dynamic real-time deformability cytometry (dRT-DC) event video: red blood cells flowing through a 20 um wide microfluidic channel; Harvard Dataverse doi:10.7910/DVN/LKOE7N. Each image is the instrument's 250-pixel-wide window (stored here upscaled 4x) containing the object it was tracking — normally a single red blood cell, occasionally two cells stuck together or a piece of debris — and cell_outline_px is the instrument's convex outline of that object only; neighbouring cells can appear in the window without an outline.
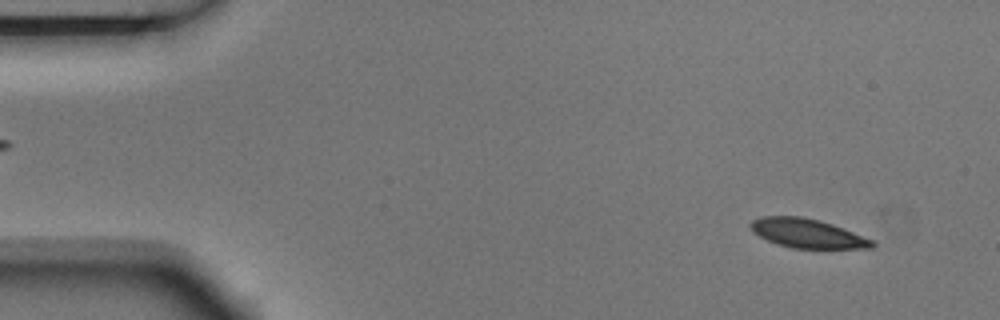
{"species": "Egyptian fruit bat (a non-hibernating species)", "species_latin": "Rousettus aegyptiacus", "temperature_condition": "room temperature", "stored_images_in_passage": 5, "segment_of_instrument_passage": [1, 2], "camera_frame_rate_fps": 3000, "um_per_image_px": 0.085, "animal": {"sex": "male"}, "frame": {"image": 1, "passage_image": 1, "time_ms": 0.0, "image_size_px": [1000, 320], "cell_outline_px": [[876, 244], [872, 248], [792, 248], [776, 244], [752, 232], [748, 224], [752, 220], [760, 216], [800, 216], [820, 220], [832, 224], [872, 240]], "centroid_in_image_um": [68.56, 19.83], "position_along_channel_um": 16.4, "area_um2": 20.52}}